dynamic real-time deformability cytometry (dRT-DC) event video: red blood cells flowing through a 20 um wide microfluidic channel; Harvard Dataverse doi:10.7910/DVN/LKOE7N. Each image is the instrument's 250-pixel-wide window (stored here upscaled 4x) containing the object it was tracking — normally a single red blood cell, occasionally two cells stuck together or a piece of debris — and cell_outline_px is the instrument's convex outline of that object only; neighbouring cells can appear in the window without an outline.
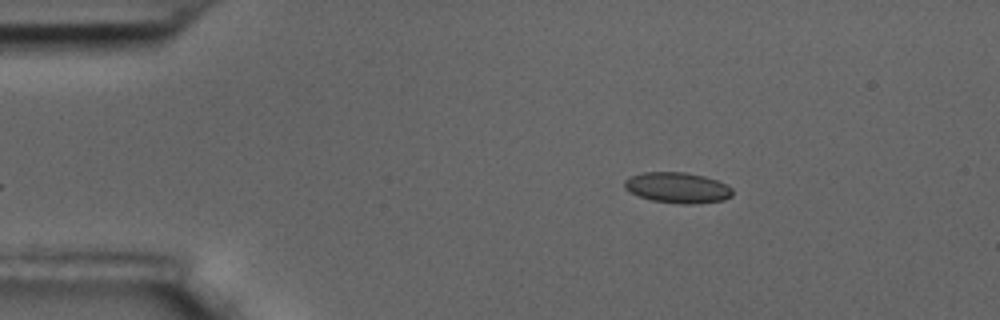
{"species": "common noctule bat (a hibernating species)", "species_latin": "Nyctalus noctula", "temperature_condition": "room temperature", "stored_images_in_passage": 3, "camera_frame_rate_fps": 3000, "um_per_image_px": 0.085, "animal": {"sex": "male", "body_mass_g": 17.5, "forearm_length_mm": 52.3}, "frame": {"image": 1, "passage_image": 3, "time_ms": 0.667, "image_size_px": [1000, 320], "cell_outline_px": [[732, 196], [724, 200], [696, 204], [680, 204], [652, 200], [628, 192], [624, 188], [624, 180], [632, 176], [644, 172], [684, 172], [704, 176], [716, 180], [732, 188]], "centroid_in_image_um": [57.58, 15.96], "position_along_channel_um": 27.4, "area_um2": 19.31}}